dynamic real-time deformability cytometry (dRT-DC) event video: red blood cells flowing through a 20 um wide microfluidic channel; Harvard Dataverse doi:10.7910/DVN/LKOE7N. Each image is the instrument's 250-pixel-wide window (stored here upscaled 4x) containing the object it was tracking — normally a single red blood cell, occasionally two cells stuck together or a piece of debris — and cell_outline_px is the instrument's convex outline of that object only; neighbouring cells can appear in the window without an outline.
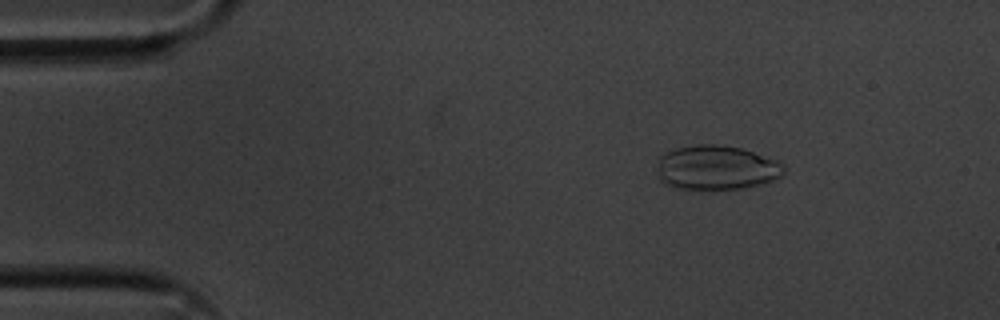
{"species": "common noctule bat (a hibernating species)", "species_latin": "Nyctalus noctula", "temperature_condition": "cold", "stored_images_in_passage": 55, "camera_frame_rate_fps": 3000, "um_per_image_px": 0.085, "animal": {"sex": "male", "body_mass_g": 20.1, "forearm_length_mm": 53.5}, "frame": {"image": 1, "passage_image": 8, "time_ms": 2.333, "image_size_px": [1000, 320], "cell_outline_px": [[784, 176], [776, 180], [764, 184], [744, 188], [680, 188], [664, 184], [660, 180], [656, 172], [656, 168], [660, 156], [664, 152], [676, 148], [696, 144], [712, 144], [740, 148], [776, 160], [784, 164]], "centroid_in_image_um": [60.9, 14.25], "position_along_channel_um": 24.1, "area_um2": 32.89}}
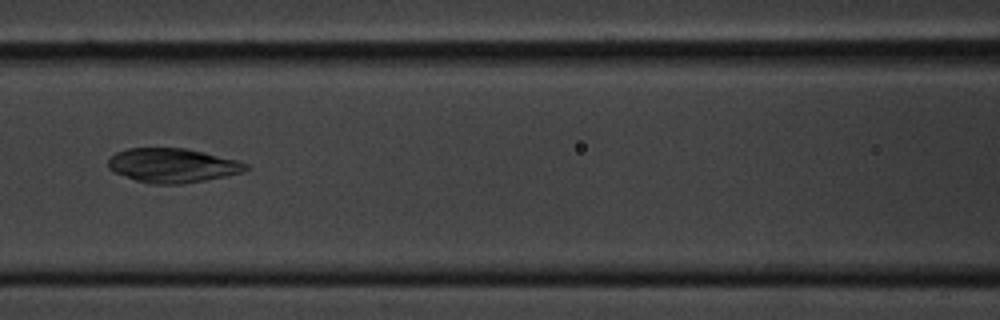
{"frame": {"image": 2, "passage_image": 24, "time_ms": 7.667, "image_size_px": [1000, 320], "cell_outline_px": [[248, 168], [244, 172], [204, 180], [180, 184], [152, 184], [136, 180], [116, 172], [108, 168], [108, 160], [116, 152], [128, 148], [184, 148], [204, 152], [236, 160], [248, 164]], "centroid_in_image_um": [14.66, 14.05], "position_along_channel_um": 151.9, "area_um2": 27.17}}
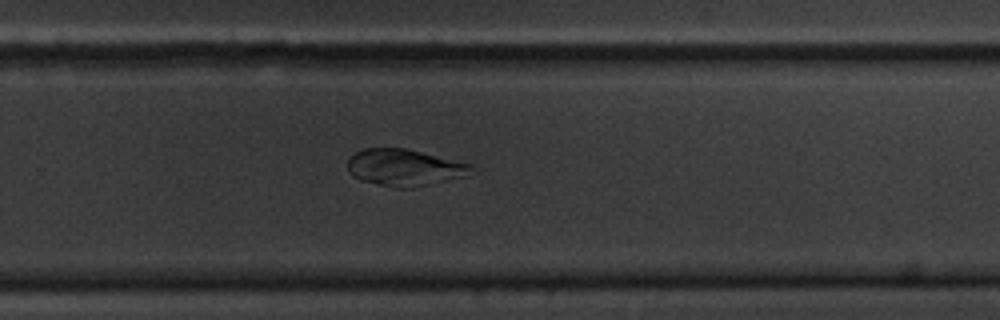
{"frame": {"image": 3, "passage_image": 36, "time_ms": 11.667, "image_size_px": [1000, 320], "cell_outline_px": [[476, 168], [464, 176], [412, 188], [396, 188], [360, 180], [352, 176], [348, 172], [348, 160], [356, 152], [364, 148], [404, 148], [472, 164]], "centroid_in_image_um": [34.36, 14.24], "position_along_channel_um": 295.4, "area_um2": 26.3}}